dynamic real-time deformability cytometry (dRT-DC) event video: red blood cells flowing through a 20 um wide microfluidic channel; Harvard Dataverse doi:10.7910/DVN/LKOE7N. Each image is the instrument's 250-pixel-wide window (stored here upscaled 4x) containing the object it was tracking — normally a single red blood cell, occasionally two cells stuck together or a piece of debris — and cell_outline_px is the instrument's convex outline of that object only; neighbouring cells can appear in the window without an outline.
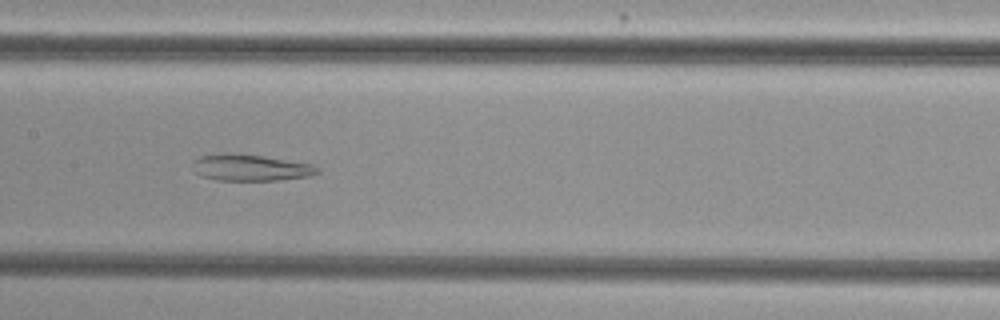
{"species": "common noctule bat (a hibernating species)", "species_latin": "Nyctalus noctula", "temperature_condition": "cold", "stored_images_in_passage": 54, "camera_frame_rate_fps": 3000, "um_per_image_px": 0.085, "animal": {"sex": "female", "body_mass_g": 29.2, "forearm_length_mm": 56.3}, "frame": {"image": 1, "passage_image": 27, "time_ms": 8.667, "image_size_px": [1000, 320], "cell_outline_px": [[320, 172], [312, 176], [280, 180], [216, 180], [200, 176], [196, 172], [192, 160], [200, 156], [236, 152], [264, 156], [312, 164], [320, 168]], "centroid_in_image_um": [21.33, 14.24], "position_along_channel_um": 186.1, "area_um2": 19.42}}
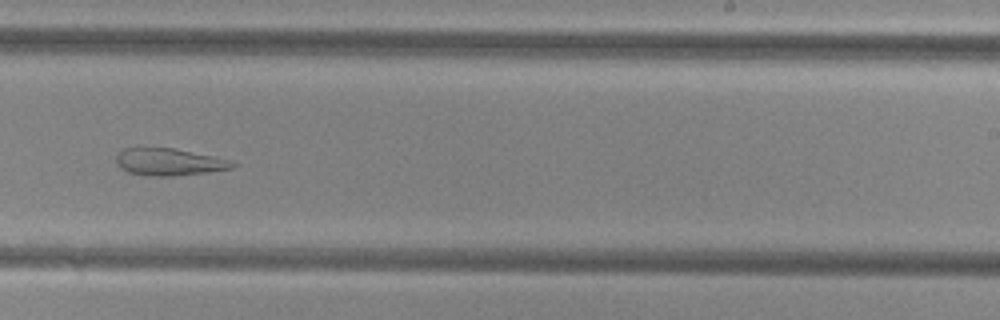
{"frame": {"image": 2, "passage_image": 34, "time_ms": 11.0, "image_size_px": [1000, 320], "cell_outline_px": [[240, 164], [232, 168], [176, 176], [148, 176], [128, 172], [120, 168], [116, 164], [116, 156], [124, 148], [172, 148], [212, 156], [228, 160]], "centroid_in_image_um": [14.34, 13.77], "position_along_channel_um": 274.7, "area_um2": 18.21}}
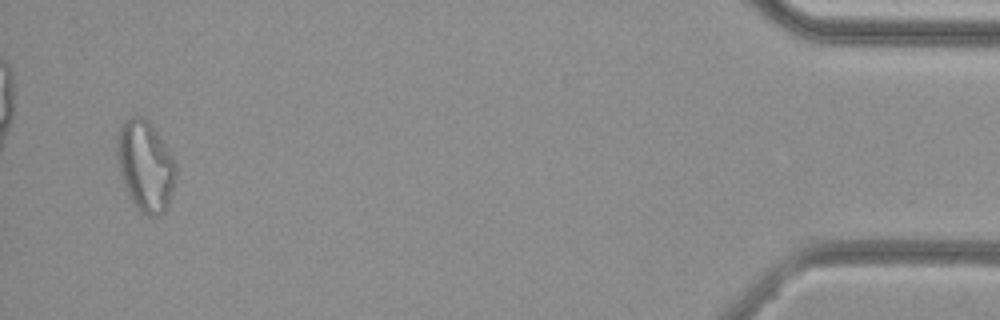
{"frame": {"image": 3, "passage_image": 52, "time_ms": 17.0, "image_size_px": [1000, 320], "cell_outline_px": [[176, 180], [168, 208], [160, 216], [148, 216], [140, 212], [128, 196], [120, 176], [116, 156], [116, 132], [120, 124], [124, 120], [132, 116], [144, 116], [152, 124], [168, 148], [176, 164]], "centroid_in_image_um": [12.34, 14.09], "position_along_channel_um": 422.9, "area_um2": 32.02}, "authors_computed_cell_mechanics": {"area_um2": 27.4839, "velocity_mm_per_s": 3.8016, "shape_relaxation_time_tau1_ms": null, "shape_relaxation_time_tau2_ms": 5.5991, "deformation_change_tau1": null, "deformation_change_tau2": 0.1683}}